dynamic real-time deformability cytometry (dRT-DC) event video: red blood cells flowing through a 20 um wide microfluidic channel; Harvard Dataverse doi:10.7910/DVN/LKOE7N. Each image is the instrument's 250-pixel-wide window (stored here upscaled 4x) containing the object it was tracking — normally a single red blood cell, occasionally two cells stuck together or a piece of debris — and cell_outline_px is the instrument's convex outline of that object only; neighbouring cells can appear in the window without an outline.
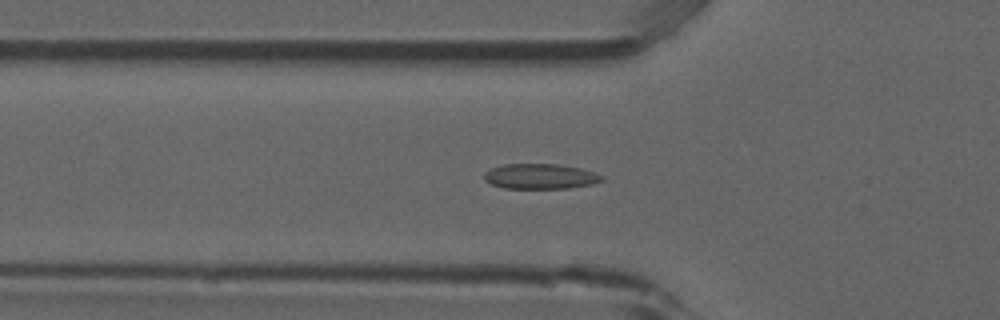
{"species": "common noctule bat (a hibernating species)", "species_latin": "Nyctalus noctula", "temperature_condition": "room temperature", "stored_images_in_passage": 46, "segment_of_instrument_passage": [1, 2], "camera_frame_rate_fps": 3000, "um_per_image_px": 0.085, "animal": {"sex": "male", "forearm_length_mm": 52.5}, "frame": {"image": 1, "passage_image": 10, "time_ms": 3.0, "image_size_px": [1000, 320], "cell_outline_px": [[604, 180], [592, 184], [568, 188], [504, 188], [492, 184], [484, 180], [484, 172], [492, 168], [504, 164], [556, 164], [580, 168], [604, 176]], "centroid_in_image_um": [45.92, 14.99], "position_along_channel_um": 79.9, "area_um2": 17.17}}
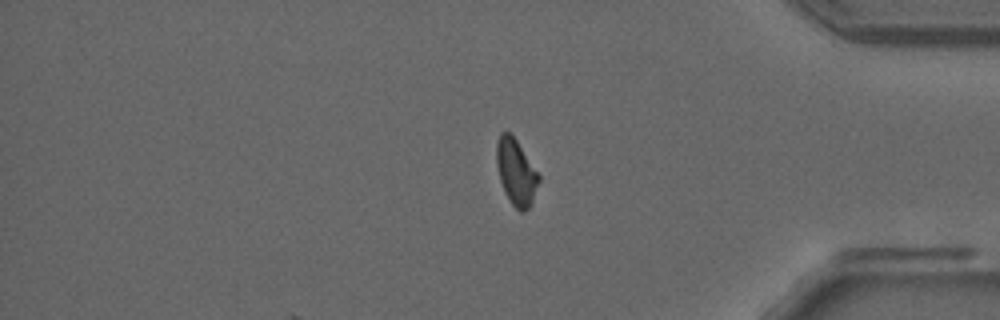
{"frame": {"image": 2, "passage_image": 36, "time_ms": 11.667, "image_size_px": [1000, 320], "cell_outline_px": [[540, 180], [532, 204], [524, 212], [520, 212], [512, 204], [504, 192], [500, 180], [496, 164], [496, 140], [500, 132], [508, 132], [516, 140], [540, 176]], "centroid_in_image_um": [43.85, 14.65], "position_along_channel_um": 391.3, "area_um2": 16.24}}
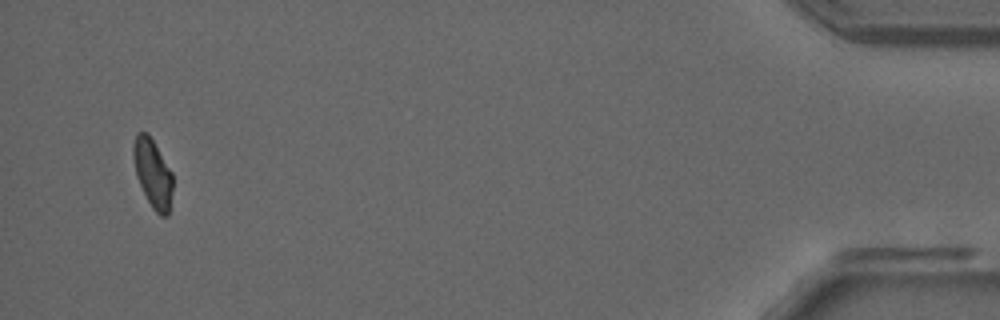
{"frame": {"image": 3, "passage_image": 43, "time_ms": 14.0, "image_size_px": [1000, 320], "cell_outline_px": [[172, 192], [168, 216], [160, 216], [152, 208], [136, 176], [132, 156], [132, 144], [136, 132], [148, 132], [172, 172]], "centroid_in_image_um": [12.96, 14.7], "position_along_channel_um": 422.2, "area_um2": 15.84}}